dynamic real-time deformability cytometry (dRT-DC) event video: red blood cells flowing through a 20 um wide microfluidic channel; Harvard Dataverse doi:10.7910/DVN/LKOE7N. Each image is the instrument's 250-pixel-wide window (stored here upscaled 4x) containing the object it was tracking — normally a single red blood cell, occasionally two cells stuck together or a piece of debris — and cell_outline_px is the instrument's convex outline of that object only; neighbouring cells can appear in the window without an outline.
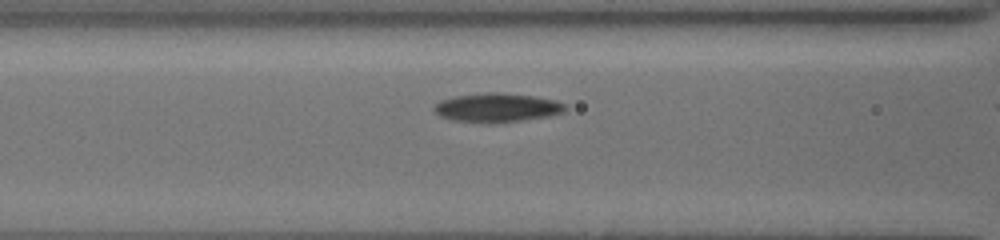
{"species": "common noctule bat (a hibernating species)", "species_latin": "Nyctalus noctula", "temperature_condition": "cold", "stored_images_in_passage": 11, "camera_frame_rate_fps": 3000, "um_per_image_px": 0.085, "animal": {"sex": "female", "body_mass_g": 19.5, "forearm_length_mm": 54.1}, "frame": {"image": 1, "passage_image": 3, "time_ms": 0.667, "image_size_px": [1000, 240], "cell_outline_px": [[568, 108], [560, 112], [548, 116], [520, 120], [452, 120], [440, 116], [432, 108], [440, 100], [456, 96], [488, 92], [500, 92], [532, 96], [556, 100], [564, 104]], "centroid_in_image_um": [42.24, 9.1], "position_along_channel_um": 124.4, "area_um2": 21.04}}
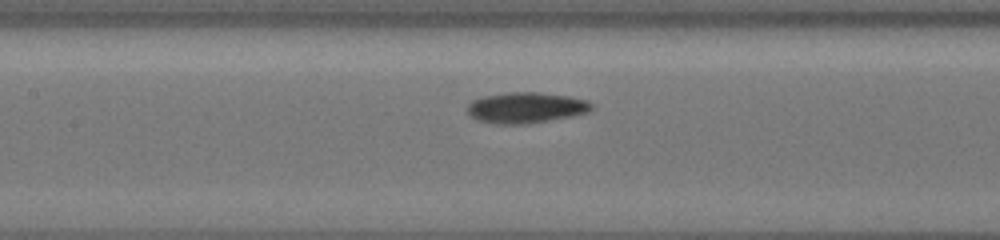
{"frame": {"image": 2, "passage_image": 6, "time_ms": 1.667, "image_size_px": [1000, 240], "cell_outline_px": [[592, 108], [588, 112], [572, 116], [524, 124], [496, 124], [476, 120], [468, 112], [468, 104], [472, 100], [484, 96], [508, 92], [536, 92], [568, 96], [588, 100], [592, 104]], "centroid_in_image_um": [44.7, 9.15], "position_along_channel_um": 162.7, "area_um2": 22.2}}
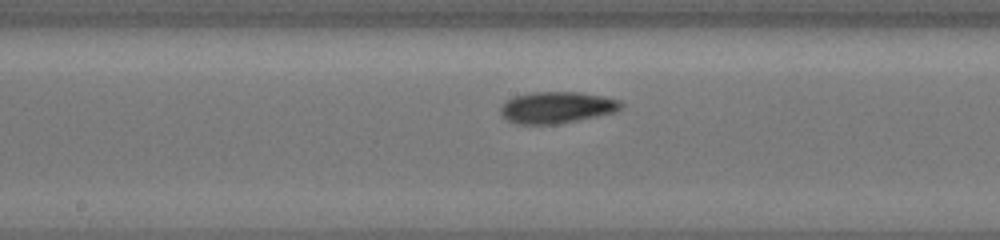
{"frame": {"image": 3, "passage_image": 9, "time_ms": 2.667, "image_size_px": [1000, 240], "cell_outline_px": [[624, 104], [616, 112], [556, 124], [516, 124], [508, 120], [500, 112], [500, 108], [508, 100], [516, 96], [532, 92], [580, 92], [620, 100]], "centroid_in_image_um": [47.34, 9.13], "position_along_channel_um": 200.9, "area_um2": 21.85}}